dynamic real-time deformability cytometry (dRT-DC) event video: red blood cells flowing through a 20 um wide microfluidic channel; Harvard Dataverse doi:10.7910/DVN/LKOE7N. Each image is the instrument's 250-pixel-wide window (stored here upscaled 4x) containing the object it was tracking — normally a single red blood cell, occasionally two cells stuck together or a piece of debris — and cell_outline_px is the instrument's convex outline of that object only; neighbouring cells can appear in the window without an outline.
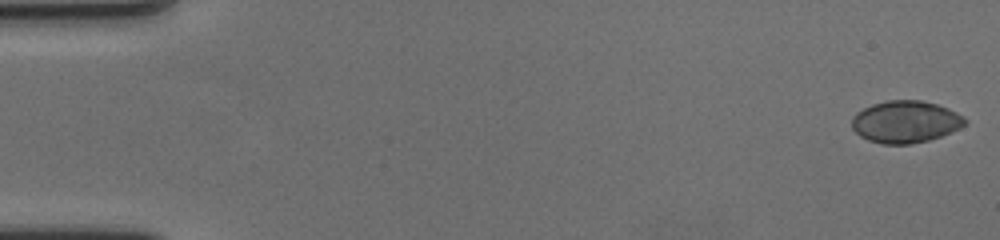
{"species": "human", "species_latin": "Homo sapiens", "temperature_condition": "cold", "stored_images_in_passage": 59, "camera_frame_rate_fps": 3000, "um_per_image_px": 0.085, "donor": {"sex": "female"}, "frame": {"image": 1, "passage_image": 1, "time_ms": 0.0, "image_size_px": [1000, 240], "cell_outline_px": [[968, 120], [960, 128], [952, 132], [928, 140], [908, 144], [880, 144], [868, 140], [860, 136], [852, 128], [852, 116], [856, 112], [872, 104], [888, 100], [920, 100], [936, 104], [948, 108], [964, 116]], "centroid_in_image_um": [76.95, 10.35], "position_along_channel_um": 8.0, "area_um2": 27.8}}
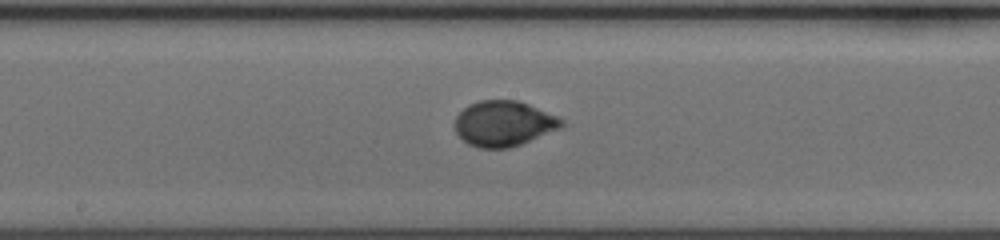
{"frame": {"image": 2, "passage_image": 32, "time_ms": 10.333, "image_size_px": [1000, 240], "cell_outline_px": [[564, 128], [520, 144], [508, 148], [480, 148], [468, 144], [456, 132], [456, 116], [468, 104], [480, 100], [516, 100], [528, 104], [556, 116], [564, 120]], "centroid_in_image_um": [42.84, 10.5], "position_along_channel_um": 205.4, "area_um2": 28.15}}
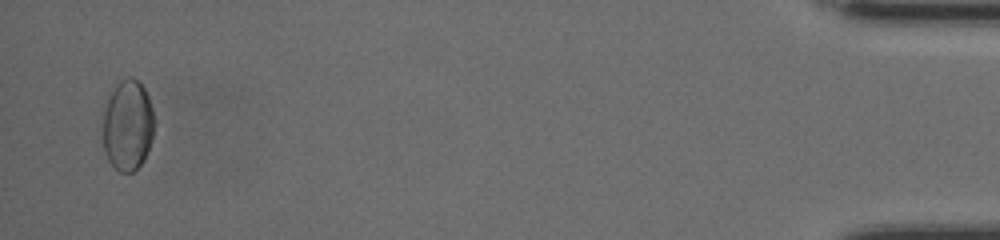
{"frame": {"image": 3, "passage_image": 58, "time_ms": 19.0, "image_size_px": [1000, 240], "cell_outline_px": [[152, 136], [144, 160], [132, 172], [120, 172], [108, 160], [104, 152], [100, 132], [100, 112], [104, 96], [120, 80], [128, 76], [132, 76], [144, 88], [148, 96], [152, 108]], "centroid_in_image_um": [10.73, 10.59], "position_along_channel_um": 424.5, "area_um2": 28.26}, "authors_computed_cell_mechanics": {"area_um2": 27.8018, "velocity_mm_per_s": 3.5194, "shape_relaxation_time_tau1_ms": 5.4005, "shape_relaxation_time_tau2_ms": 0.801, "deformation_change_tau1": 0.1137, "deformation_change_tau2": 0.0289}}